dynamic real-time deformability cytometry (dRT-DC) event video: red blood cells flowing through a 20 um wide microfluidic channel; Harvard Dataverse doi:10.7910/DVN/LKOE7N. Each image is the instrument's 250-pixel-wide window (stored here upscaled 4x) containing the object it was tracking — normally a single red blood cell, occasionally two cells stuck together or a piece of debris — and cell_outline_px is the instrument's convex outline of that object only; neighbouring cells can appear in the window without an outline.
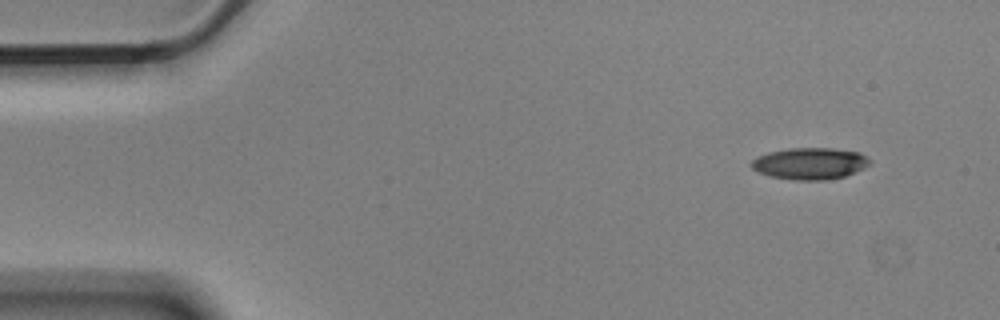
{"species": "Egyptian fruit bat (a non-hibernating species)", "species_latin": "Rousettus aegyptiacus", "temperature_condition": "cold", "stored_images_in_passage": 5, "camera_frame_rate_fps": 3000, "um_per_image_px": 0.085, "animal": {"sex": "male"}, "frame": {"image": 1, "passage_image": 1, "time_ms": 0.0, "image_size_px": [1000, 320], "cell_outline_px": [[872, 160], [864, 168], [856, 172], [844, 176], [828, 180], [796, 180], [768, 176], [752, 168], [752, 160], [756, 156], [768, 152], [792, 148], [832, 148], [860, 152]], "centroid_in_image_um": [68.86, 13.9], "position_along_channel_um": 16.1, "area_um2": 21.91}}
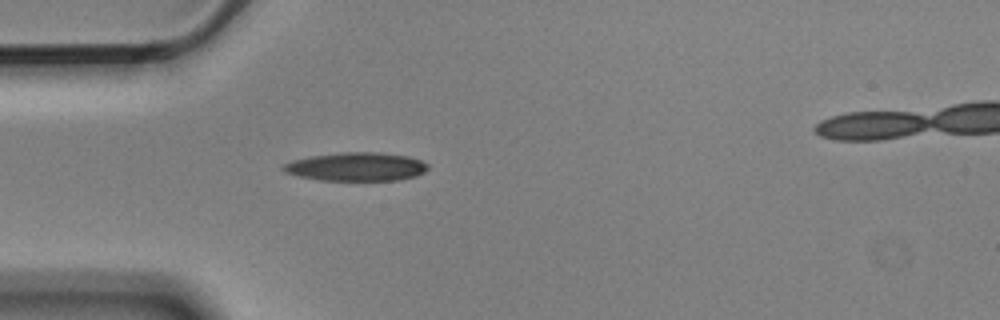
{"frame": {"image": 2, "passage_image": 4, "time_ms": 1.0, "image_size_px": [1000, 320], "cell_outline_px": [[428, 168], [424, 172], [416, 176], [400, 180], [320, 180], [300, 176], [284, 172], [280, 168], [284, 164], [292, 160], [312, 156], [340, 152], [380, 152], [408, 156], [420, 160], [428, 164]], "centroid_in_image_um": [30.29, 14.16], "position_along_channel_um": 54.7, "area_um2": 24.04}}